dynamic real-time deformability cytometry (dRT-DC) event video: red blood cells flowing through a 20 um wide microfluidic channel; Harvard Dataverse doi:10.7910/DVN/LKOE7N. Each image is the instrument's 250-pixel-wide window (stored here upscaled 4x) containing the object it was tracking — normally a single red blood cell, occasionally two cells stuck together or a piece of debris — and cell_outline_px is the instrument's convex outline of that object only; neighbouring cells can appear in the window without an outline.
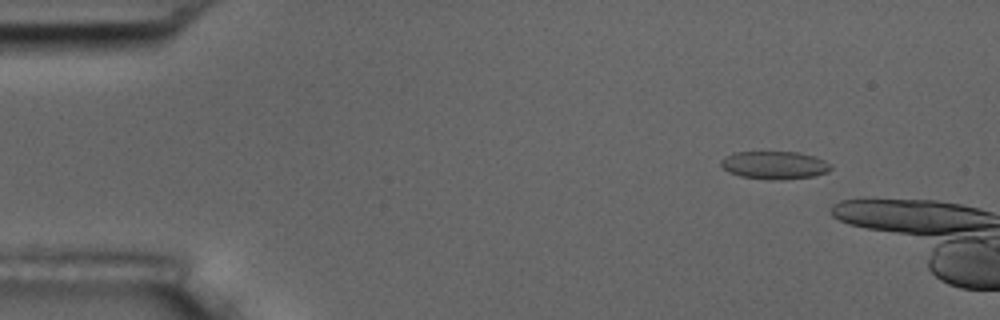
{"species": "common noctule bat (a hibernating species)", "species_latin": "Nyctalus noctula", "temperature_condition": "room temperature", "stored_images_in_passage": 3, "camera_frame_rate_fps": 3000, "um_per_image_px": 0.085, "animal": {"sex": "male", "body_mass_g": 17.5, "forearm_length_mm": 52.3}, "frame": {"image": 1, "passage_image": 1, "time_ms": 0.0, "image_size_px": [1000, 320], "cell_outline_px": [[832, 168], [828, 172], [816, 176], [772, 180], [768, 180], [740, 176], [728, 172], [720, 164], [720, 160], [724, 156], [736, 152], [800, 152], [824, 160], [832, 164]], "centroid_in_image_um": [65.83, 14.04], "position_along_channel_um": 19.2, "area_um2": 17.98}}